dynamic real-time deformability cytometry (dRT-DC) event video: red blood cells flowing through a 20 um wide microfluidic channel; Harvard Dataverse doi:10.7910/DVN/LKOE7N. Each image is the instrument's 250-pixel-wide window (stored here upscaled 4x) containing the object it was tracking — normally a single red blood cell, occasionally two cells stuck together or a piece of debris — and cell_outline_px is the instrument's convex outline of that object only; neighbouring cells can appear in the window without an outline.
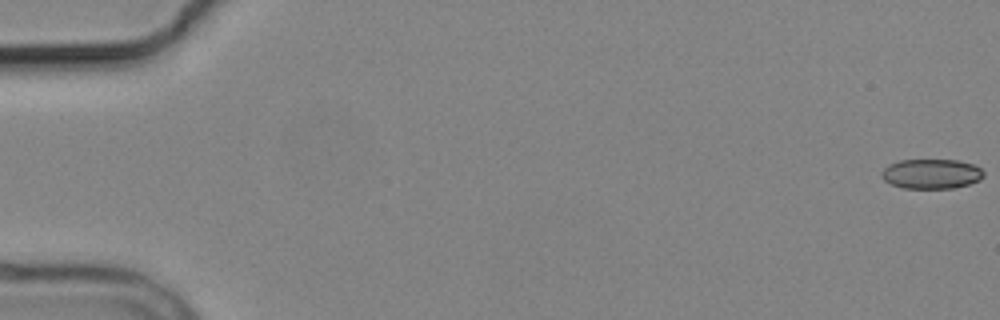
{"species": "common noctule bat (a hibernating species)", "species_latin": "Nyctalus noctula", "temperature_condition": "cold", "stored_images_in_passage": 5, "camera_frame_rate_fps": 3000, "um_per_image_px": 0.085, "animal": {"sex": "male", "body_mass_g": 19.2, "forearm_length_mm": 51.8}, "frame": {"image": 1, "passage_image": 1, "time_ms": 0.0, "image_size_px": [1000, 320], "cell_outline_px": [[984, 176], [980, 180], [968, 184], [952, 188], [904, 188], [892, 184], [884, 180], [880, 176], [880, 172], [888, 164], [900, 160], [956, 160], [972, 164], [980, 168], [984, 172]], "centroid_in_image_um": [79.14, 14.77], "position_along_channel_um": 5.9, "area_um2": 17.69}}
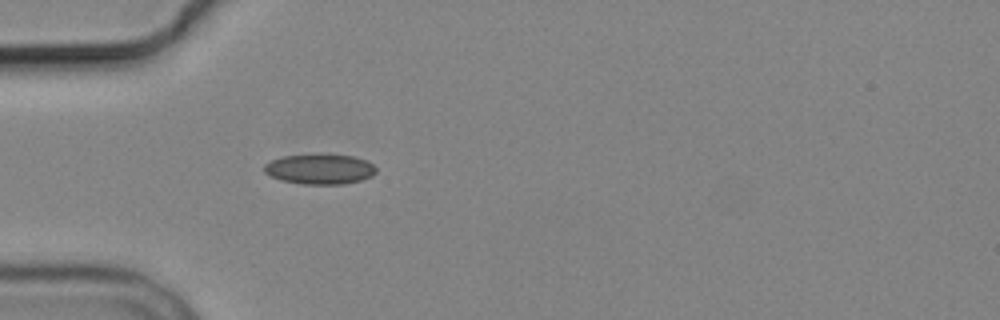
{"frame": {"image": 2, "passage_image": 5, "time_ms": 5.667, "image_size_px": [1000, 320], "cell_outline_px": [[376, 172], [372, 176], [360, 180], [340, 184], [304, 184], [280, 180], [268, 176], [264, 172], [264, 164], [272, 160], [284, 156], [352, 156], [364, 160], [372, 164], [376, 168]], "centroid_in_image_um": [27.15, 14.41], "position_along_channel_um": 57.9, "area_um2": 19.07}}